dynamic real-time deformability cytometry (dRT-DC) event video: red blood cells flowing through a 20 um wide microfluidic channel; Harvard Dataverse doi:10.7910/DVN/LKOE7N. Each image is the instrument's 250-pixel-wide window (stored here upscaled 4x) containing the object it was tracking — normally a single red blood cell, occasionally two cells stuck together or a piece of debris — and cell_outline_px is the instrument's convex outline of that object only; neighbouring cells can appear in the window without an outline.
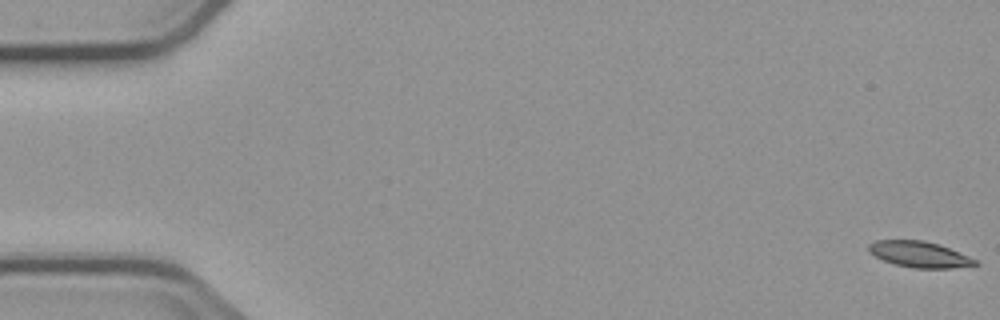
{"species": "common noctule bat (a hibernating species)", "species_latin": "Nyctalus noctula", "temperature_condition": "cold", "stored_images_in_passage": 4, "camera_frame_rate_fps": 3000, "um_per_image_px": 0.085, "animal": {"sex": "male", "body_mass_g": 23.1, "forearm_length_mm": 52.7}, "frame": {"image": 1, "passage_image": 1, "time_ms": 0.0, "image_size_px": [1000, 320], "cell_outline_px": [[980, 264], [952, 268], [916, 268], [896, 264], [884, 260], [868, 252], [868, 244], [876, 240], [924, 240], [940, 244], [968, 256], [976, 260]], "centroid_in_image_um": [78.15, 21.61], "position_along_channel_um": 6.9, "area_um2": 16.01}}